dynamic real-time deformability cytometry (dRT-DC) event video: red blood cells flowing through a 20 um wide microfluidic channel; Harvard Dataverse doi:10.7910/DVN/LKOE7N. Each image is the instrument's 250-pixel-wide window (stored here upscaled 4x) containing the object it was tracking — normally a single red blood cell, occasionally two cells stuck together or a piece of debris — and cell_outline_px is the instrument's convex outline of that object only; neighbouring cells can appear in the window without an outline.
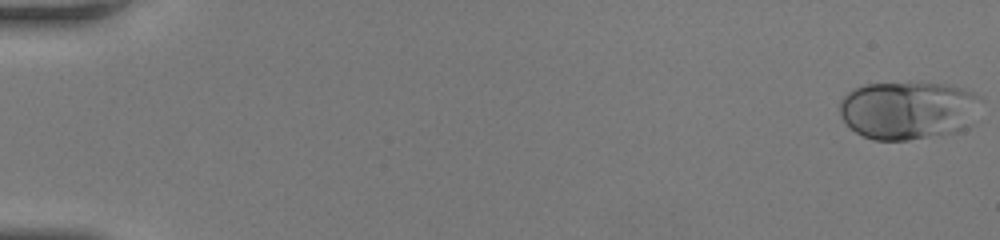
{"species": "human", "species_latin": "Homo sapiens", "temperature_condition": "room temperature", "stored_images_in_passage": 51, "camera_frame_rate_fps": 3000, "um_per_image_px": 0.085, "donor": {"sex": "female"}, "frame": {"image": 1, "passage_image": 1, "time_ms": 0.0, "image_size_px": [1000, 240], "cell_outline_px": [[984, 100], [972, 124], [968, 128], [956, 132], [908, 140], [872, 140], [856, 132], [840, 116], [840, 100], [848, 92], [864, 84], [948, 84], [964, 88], [976, 92], [984, 96]], "centroid_in_image_um": [77.29, 9.37], "position_along_channel_um": 7.7, "area_um2": 48.38}}
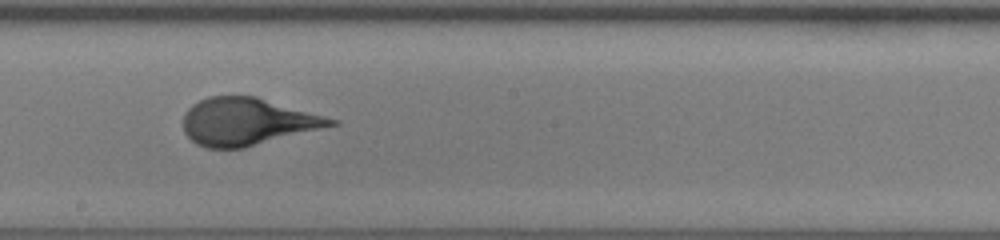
{"frame": {"image": 2, "passage_image": 30, "time_ms": 9.667, "image_size_px": [1000, 240], "cell_outline_px": [[340, 124], [244, 148], [208, 148], [196, 144], [184, 132], [184, 112], [192, 104], [208, 96], [256, 96], [340, 120]], "centroid_in_image_um": [21.04, 10.34], "position_along_channel_um": 227.2, "area_um2": 40.81}}
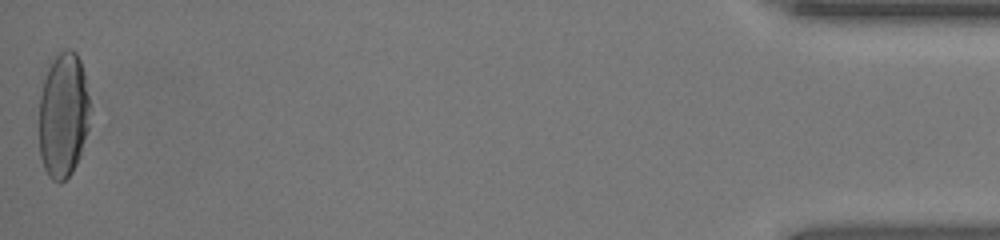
{"frame": {"image": 3, "passage_image": 51, "time_ms": 16.667, "image_size_px": [1000, 240], "cell_outline_px": [[88, 128], [80, 156], [72, 172], [60, 184], [52, 180], [48, 176], [44, 168], [40, 156], [40, 96], [44, 80], [48, 68], [52, 60], [60, 52], [68, 48], [72, 48], [76, 52], [80, 60], [84, 72], [88, 96]], "centroid_in_image_um": [5.37, 9.8], "position_along_channel_um": 429.8, "area_um2": 36.99}}